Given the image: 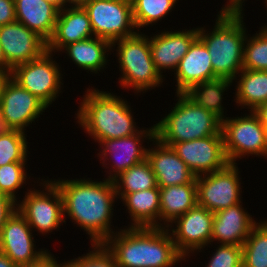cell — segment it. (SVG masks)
I'll use <instances>...</instances> for the list:
<instances>
[{"instance_id":"6da1fadb","label":"cell","mask_w":267,"mask_h":267,"mask_svg":"<svg viewBox=\"0 0 267 267\" xmlns=\"http://www.w3.org/2000/svg\"><path fill=\"white\" fill-rule=\"evenodd\" d=\"M63 198L65 215L84 229L91 243H104L115 233L111 229L117 193L112 180L59 179L53 181Z\"/></svg>"},{"instance_id":"7a4b0ae2","label":"cell","mask_w":267,"mask_h":267,"mask_svg":"<svg viewBox=\"0 0 267 267\" xmlns=\"http://www.w3.org/2000/svg\"><path fill=\"white\" fill-rule=\"evenodd\" d=\"M104 244L118 267H172L186 261L176 249L169 228L126 227L116 231Z\"/></svg>"},{"instance_id":"3957f363","label":"cell","mask_w":267,"mask_h":267,"mask_svg":"<svg viewBox=\"0 0 267 267\" xmlns=\"http://www.w3.org/2000/svg\"><path fill=\"white\" fill-rule=\"evenodd\" d=\"M80 103L75 118L95 142L128 137L139 131L130 105L120 96L88 88Z\"/></svg>"},{"instance_id":"277c9868","label":"cell","mask_w":267,"mask_h":267,"mask_svg":"<svg viewBox=\"0 0 267 267\" xmlns=\"http://www.w3.org/2000/svg\"><path fill=\"white\" fill-rule=\"evenodd\" d=\"M243 15L219 13L210 33L204 30V27L198 28V37L210 54L213 72L218 78L234 81L243 69L244 45L247 38Z\"/></svg>"},{"instance_id":"5b68a950","label":"cell","mask_w":267,"mask_h":267,"mask_svg":"<svg viewBox=\"0 0 267 267\" xmlns=\"http://www.w3.org/2000/svg\"><path fill=\"white\" fill-rule=\"evenodd\" d=\"M175 95L178 102L172 111L154 124L157 140L165 144L223 135L222 121L217 116L194 104L183 93Z\"/></svg>"},{"instance_id":"8992f818","label":"cell","mask_w":267,"mask_h":267,"mask_svg":"<svg viewBox=\"0 0 267 267\" xmlns=\"http://www.w3.org/2000/svg\"><path fill=\"white\" fill-rule=\"evenodd\" d=\"M116 43L122 76L119 83L123 88L128 90L131 87L138 94L162 84L164 80L154 66L147 35L138 32L131 37L114 41L111 49H114Z\"/></svg>"},{"instance_id":"52a82bcc","label":"cell","mask_w":267,"mask_h":267,"mask_svg":"<svg viewBox=\"0 0 267 267\" xmlns=\"http://www.w3.org/2000/svg\"><path fill=\"white\" fill-rule=\"evenodd\" d=\"M41 180L43 183L40 182L42 185L39 186L44 189L42 191L27 189L28 192L23 200L17 202V211L26 219L32 230L35 228V231L41 234H48L60 228L61 223L66 221L59 188L53 180Z\"/></svg>"},{"instance_id":"ba28073f","label":"cell","mask_w":267,"mask_h":267,"mask_svg":"<svg viewBox=\"0 0 267 267\" xmlns=\"http://www.w3.org/2000/svg\"><path fill=\"white\" fill-rule=\"evenodd\" d=\"M221 131L230 164H237L238 158L249 154L265 157L266 128L254 111L243 117H227L222 121Z\"/></svg>"},{"instance_id":"9c48e42d","label":"cell","mask_w":267,"mask_h":267,"mask_svg":"<svg viewBox=\"0 0 267 267\" xmlns=\"http://www.w3.org/2000/svg\"><path fill=\"white\" fill-rule=\"evenodd\" d=\"M51 56L53 52L47 50L40 57L14 67L10 73L15 82L47 106L56 100L63 85L59 64Z\"/></svg>"},{"instance_id":"30bf717a","label":"cell","mask_w":267,"mask_h":267,"mask_svg":"<svg viewBox=\"0 0 267 267\" xmlns=\"http://www.w3.org/2000/svg\"><path fill=\"white\" fill-rule=\"evenodd\" d=\"M87 11L95 37L111 44L137 33L131 2L112 0H90L83 5Z\"/></svg>"},{"instance_id":"8fae6325","label":"cell","mask_w":267,"mask_h":267,"mask_svg":"<svg viewBox=\"0 0 267 267\" xmlns=\"http://www.w3.org/2000/svg\"><path fill=\"white\" fill-rule=\"evenodd\" d=\"M237 164L196 177L197 203L215 213L241 202L242 188Z\"/></svg>"},{"instance_id":"7c38bea8","label":"cell","mask_w":267,"mask_h":267,"mask_svg":"<svg viewBox=\"0 0 267 267\" xmlns=\"http://www.w3.org/2000/svg\"><path fill=\"white\" fill-rule=\"evenodd\" d=\"M46 108L48 106L43 101L8 77L0 101V117L8 129L25 133V127L35 122Z\"/></svg>"},{"instance_id":"4fadbf2b","label":"cell","mask_w":267,"mask_h":267,"mask_svg":"<svg viewBox=\"0 0 267 267\" xmlns=\"http://www.w3.org/2000/svg\"><path fill=\"white\" fill-rule=\"evenodd\" d=\"M165 145L171 146L196 177L222 170L229 164L223 135Z\"/></svg>"},{"instance_id":"5bb4252c","label":"cell","mask_w":267,"mask_h":267,"mask_svg":"<svg viewBox=\"0 0 267 267\" xmlns=\"http://www.w3.org/2000/svg\"><path fill=\"white\" fill-rule=\"evenodd\" d=\"M213 219V212L197 204L172 223L176 227L169 232L176 249L185 259L189 258L190 252H200L210 244Z\"/></svg>"},{"instance_id":"9a60e30c","label":"cell","mask_w":267,"mask_h":267,"mask_svg":"<svg viewBox=\"0 0 267 267\" xmlns=\"http://www.w3.org/2000/svg\"><path fill=\"white\" fill-rule=\"evenodd\" d=\"M32 228L16 210L7 219L0 233V253L6 255L18 267L39 262L49 252L35 250Z\"/></svg>"},{"instance_id":"2e32d148","label":"cell","mask_w":267,"mask_h":267,"mask_svg":"<svg viewBox=\"0 0 267 267\" xmlns=\"http://www.w3.org/2000/svg\"><path fill=\"white\" fill-rule=\"evenodd\" d=\"M144 138L152 142L155 138L154 125L146 130L142 128V130L140 129L136 134L128 137L104 140L99 143L100 147L103 148L100 149L102 152L100 151L97 155H99L98 157L100 158L98 159H101L100 161L103 160L102 165H105L107 168L106 165H109V163L106 164L105 162L107 160H115L113 161L114 163L110 164L112 169L109 170L108 180H113L120 173L146 159L147 149L141 144ZM108 154L111 159L108 157Z\"/></svg>"},{"instance_id":"e0dca14e","label":"cell","mask_w":267,"mask_h":267,"mask_svg":"<svg viewBox=\"0 0 267 267\" xmlns=\"http://www.w3.org/2000/svg\"><path fill=\"white\" fill-rule=\"evenodd\" d=\"M0 46L7 61V73L47 51V42L18 21L0 26Z\"/></svg>"},{"instance_id":"ac0fdd59","label":"cell","mask_w":267,"mask_h":267,"mask_svg":"<svg viewBox=\"0 0 267 267\" xmlns=\"http://www.w3.org/2000/svg\"><path fill=\"white\" fill-rule=\"evenodd\" d=\"M198 37V28L185 31H164L149 38L152 60L156 70L161 74L163 70L174 72L188 52L192 42ZM174 69V70H173Z\"/></svg>"},{"instance_id":"d6986e66","label":"cell","mask_w":267,"mask_h":267,"mask_svg":"<svg viewBox=\"0 0 267 267\" xmlns=\"http://www.w3.org/2000/svg\"><path fill=\"white\" fill-rule=\"evenodd\" d=\"M152 141L155 146L147 149L146 159L152 167L159 188L189 184L196 178L171 146L162 144L156 138Z\"/></svg>"},{"instance_id":"ffe728a7","label":"cell","mask_w":267,"mask_h":267,"mask_svg":"<svg viewBox=\"0 0 267 267\" xmlns=\"http://www.w3.org/2000/svg\"><path fill=\"white\" fill-rule=\"evenodd\" d=\"M242 202L214 213L211 242L243 246L252 228L258 223L243 208Z\"/></svg>"},{"instance_id":"44dd1931","label":"cell","mask_w":267,"mask_h":267,"mask_svg":"<svg viewBox=\"0 0 267 267\" xmlns=\"http://www.w3.org/2000/svg\"><path fill=\"white\" fill-rule=\"evenodd\" d=\"M87 11L83 6L60 9L52 38L47 42L50 52L62 51L68 44L93 37Z\"/></svg>"},{"instance_id":"7402d4cb","label":"cell","mask_w":267,"mask_h":267,"mask_svg":"<svg viewBox=\"0 0 267 267\" xmlns=\"http://www.w3.org/2000/svg\"><path fill=\"white\" fill-rule=\"evenodd\" d=\"M174 72L177 94L200 82L218 78L213 72L210 54L199 37L192 42Z\"/></svg>"},{"instance_id":"603a6c76","label":"cell","mask_w":267,"mask_h":267,"mask_svg":"<svg viewBox=\"0 0 267 267\" xmlns=\"http://www.w3.org/2000/svg\"><path fill=\"white\" fill-rule=\"evenodd\" d=\"M16 21L48 42L55 31L59 8L46 0H14Z\"/></svg>"},{"instance_id":"cb8c5ba5","label":"cell","mask_w":267,"mask_h":267,"mask_svg":"<svg viewBox=\"0 0 267 267\" xmlns=\"http://www.w3.org/2000/svg\"><path fill=\"white\" fill-rule=\"evenodd\" d=\"M160 190L159 227L171 228V224L181 215L195 207L197 203L196 178L189 184L172 185ZM163 220V221H162ZM163 222V225L161 223ZM166 222V223H165ZM171 223V224H169Z\"/></svg>"},{"instance_id":"d4e9b609","label":"cell","mask_w":267,"mask_h":267,"mask_svg":"<svg viewBox=\"0 0 267 267\" xmlns=\"http://www.w3.org/2000/svg\"><path fill=\"white\" fill-rule=\"evenodd\" d=\"M121 199V201L125 203V207H127L132 220L129 227H159V188H151L145 191L128 193Z\"/></svg>"},{"instance_id":"484cf974","label":"cell","mask_w":267,"mask_h":267,"mask_svg":"<svg viewBox=\"0 0 267 267\" xmlns=\"http://www.w3.org/2000/svg\"><path fill=\"white\" fill-rule=\"evenodd\" d=\"M65 50V51H63ZM111 43L105 39L91 37L82 41L68 44L62 49L79 68L93 73L101 72L107 65L108 52ZM107 54V56H106Z\"/></svg>"},{"instance_id":"4316f807","label":"cell","mask_w":267,"mask_h":267,"mask_svg":"<svg viewBox=\"0 0 267 267\" xmlns=\"http://www.w3.org/2000/svg\"><path fill=\"white\" fill-rule=\"evenodd\" d=\"M236 76V104L254 111L258 106L267 103V71L242 69ZM241 76V77H240ZM238 77V78H237Z\"/></svg>"},{"instance_id":"83f0119b","label":"cell","mask_w":267,"mask_h":267,"mask_svg":"<svg viewBox=\"0 0 267 267\" xmlns=\"http://www.w3.org/2000/svg\"><path fill=\"white\" fill-rule=\"evenodd\" d=\"M232 83V80L226 78H215L195 84L183 94L194 104L203 107L223 121L227 117L224 115L222 97Z\"/></svg>"},{"instance_id":"f1b7e54d","label":"cell","mask_w":267,"mask_h":267,"mask_svg":"<svg viewBox=\"0 0 267 267\" xmlns=\"http://www.w3.org/2000/svg\"><path fill=\"white\" fill-rule=\"evenodd\" d=\"M117 198L137 191L159 188L152 167L147 159L120 173L113 180Z\"/></svg>"},{"instance_id":"f546056e","label":"cell","mask_w":267,"mask_h":267,"mask_svg":"<svg viewBox=\"0 0 267 267\" xmlns=\"http://www.w3.org/2000/svg\"><path fill=\"white\" fill-rule=\"evenodd\" d=\"M242 267H267V221L258 222L242 246Z\"/></svg>"},{"instance_id":"4dcf8cb0","label":"cell","mask_w":267,"mask_h":267,"mask_svg":"<svg viewBox=\"0 0 267 267\" xmlns=\"http://www.w3.org/2000/svg\"><path fill=\"white\" fill-rule=\"evenodd\" d=\"M177 1L179 0H132L133 21L138 32L140 28L155 24L168 15Z\"/></svg>"},{"instance_id":"1f68e13d","label":"cell","mask_w":267,"mask_h":267,"mask_svg":"<svg viewBox=\"0 0 267 267\" xmlns=\"http://www.w3.org/2000/svg\"><path fill=\"white\" fill-rule=\"evenodd\" d=\"M26 134L19 130H7L0 136V167L12 162H27Z\"/></svg>"},{"instance_id":"d6a6232c","label":"cell","mask_w":267,"mask_h":267,"mask_svg":"<svg viewBox=\"0 0 267 267\" xmlns=\"http://www.w3.org/2000/svg\"><path fill=\"white\" fill-rule=\"evenodd\" d=\"M243 53V69L267 71V25L254 36H247Z\"/></svg>"},{"instance_id":"836d02e7","label":"cell","mask_w":267,"mask_h":267,"mask_svg":"<svg viewBox=\"0 0 267 267\" xmlns=\"http://www.w3.org/2000/svg\"><path fill=\"white\" fill-rule=\"evenodd\" d=\"M91 245L92 251L70 261H64V267H118L114 255L104 243Z\"/></svg>"},{"instance_id":"e575fe53","label":"cell","mask_w":267,"mask_h":267,"mask_svg":"<svg viewBox=\"0 0 267 267\" xmlns=\"http://www.w3.org/2000/svg\"><path fill=\"white\" fill-rule=\"evenodd\" d=\"M26 162H12L0 167V193H4L18 202L16 191L26 184Z\"/></svg>"},{"instance_id":"d590c367","label":"cell","mask_w":267,"mask_h":267,"mask_svg":"<svg viewBox=\"0 0 267 267\" xmlns=\"http://www.w3.org/2000/svg\"><path fill=\"white\" fill-rule=\"evenodd\" d=\"M205 267H242V246L218 245Z\"/></svg>"},{"instance_id":"8d00e7d4","label":"cell","mask_w":267,"mask_h":267,"mask_svg":"<svg viewBox=\"0 0 267 267\" xmlns=\"http://www.w3.org/2000/svg\"><path fill=\"white\" fill-rule=\"evenodd\" d=\"M17 210V203L4 193H0V233L7 219Z\"/></svg>"},{"instance_id":"74e56055","label":"cell","mask_w":267,"mask_h":267,"mask_svg":"<svg viewBox=\"0 0 267 267\" xmlns=\"http://www.w3.org/2000/svg\"><path fill=\"white\" fill-rule=\"evenodd\" d=\"M16 21L14 0H0V26Z\"/></svg>"},{"instance_id":"f35d334b","label":"cell","mask_w":267,"mask_h":267,"mask_svg":"<svg viewBox=\"0 0 267 267\" xmlns=\"http://www.w3.org/2000/svg\"><path fill=\"white\" fill-rule=\"evenodd\" d=\"M229 2H227V5L225 3V5L223 6V8L221 9V11H219L218 13H223V14H243V2L245 0H228ZM229 3V4H228Z\"/></svg>"},{"instance_id":"ab89813d","label":"cell","mask_w":267,"mask_h":267,"mask_svg":"<svg viewBox=\"0 0 267 267\" xmlns=\"http://www.w3.org/2000/svg\"><path fill=\"white\" fill-rule=\"evenodd\" d=\"M55 256L49 252L47 255H45L39 262L27 266H21V267H64V262L57 263Z\"/></svg>"},{"instance_id":"60d3db41","label":"cell","mask_w":267,"mask_h":267,"mask_svg":"<svg viewBox=\"0 0 267 267\" xmlns=\"http://www.w3.org/2000/svg\"><path fill=\"white\" fill-rule=\"evenodd\" d=\"M254 113L259 117L262 125L267 129V103L258 106Z\"/></svg>"},{"instance_id":"b9f144b4","label":"cell","mask_w":267,"mask_h":267,"mask_svg":"<svg viewBox=\"0 0 267 267\" xmlns=\"http://www.w3.org/2000/svg\"><path fill=\"white\" fill-rule=\"evenodd\" d=\"M0 267H18V266L6 255L0 253Z\"/></svg>"},{"instance_id":"7bdbcfd3","label":"cell","mask_w":267,"mask_h":267,"mask_svg":"<svg viewBox=\"0 0 267 267\" xmlns=\"http://www.w3.org/2000/svg\"><path fill=\"white\" fill-rule=\"evenodd\" d=\"M0 71L7 73V61L4 57L1 46H0Z\"/></svg>"},{"instance_id":"ee69618b","label":"cell","mask_w":267,"mask_h":267,"mask_svg":"<svg viewBox=\"0 0 267 267\" xmlns=\"http://www.w3.org/2000/svg\"><path fill=\"white\" fill-rule=\"evenodd\" d=\"M9 76H10V74L5 73L3 71H0V101H1L2 88H3L4 83L6 82V80L8 79Z\"/></svg>"},{"instance_id":"f6af8a7d","label":"cell","mask_w":267,"mask_h":267,"mask_svg":"<svg viewBox=\"0 0 267 267\" xmlns=\"http://www.w3.org/2000/svg\"><path fill=\"white\" fill-rule=\"evenodd\" d=\"M46 1L53 3L59 9H64L66 8L67 5V0H46Z\"/></svg>"},{"instance_id":"bcb514c9","label":"cell","mask_w":267,"mask_h":267,"mask_svg":"<svg viewBox=\"0 0 267 267\" xmlns=\"http://www.w3.org/2000/svg\"><path fill=\"white\" fill-rule=\"evenodd\" d=\"M87 1H90V0H67V5L69 3L70 4V5H68L69 7L70 6H78V5L82 6Z\"/></svg>"},{"instance_id":"7dc6e473","label":"cell","mask_w":267,"mask_h":267,"mask_svg":"<svg viewBox=\"0 0 267 267\" xmlns=\"http://www.w3.org/2000/svg\"><path fill=\"white\" fill-rule=\"evenodd\" d=\"M7 130H9L5 124V122L0 117V136L5 133Z\"/></svg>"},{"instance_id":"c3c4849f","label":"cell","mask_w":267,"mask_h":267,"mask_svg":"<svg viewBox=\"0 0 267 267\" xmlns=\"http://www.w3.org/2000/svg\"><path fill=\"white\" fill-rule=\"evenodd\" d=\"M265 157L267 158V129H266V136H265Z\"/></svg>"},{"instance_id":"681fc988","label":"cell","mask_w":267,"mask_h":267,"mask_svg":"<svg viewBox=\"0 0 267 267\" xmlns=\"http://www.w3.org/2000/svg\"><path fill=\"white\" fill-rule=\"evenodd\" d=\"M112 1L131 2L132 0H112Z\"/></svg>"}]
</instances>
